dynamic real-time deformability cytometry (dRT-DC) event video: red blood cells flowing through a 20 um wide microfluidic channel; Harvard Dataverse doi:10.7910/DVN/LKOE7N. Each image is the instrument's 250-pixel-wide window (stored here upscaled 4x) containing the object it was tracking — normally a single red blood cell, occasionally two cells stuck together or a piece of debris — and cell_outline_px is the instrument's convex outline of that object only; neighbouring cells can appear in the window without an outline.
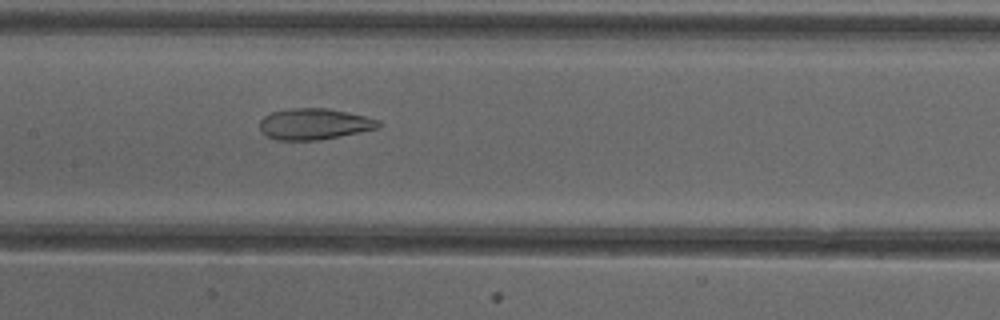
{"species": "common noctule bat (a hibernating species)", "species_latin": "Nyctalus noctula", "temperature_condition": "cold", "stored_images_in_passage": 40, "camera_frame_rate_fps": 3000, "um_per_image_px": 0.085, "animal": {"sex": "female"}, "frame": {"image": 1, "passage_image": 15, "time_ms": 4.667, "image_size_px": [1000, 320], "cell_outline_px": [[384, 124], [380, 128], [320, 140], [276, 140], [260, 132], [260, 120], [264, 116], [272, 112], [288, 108], [328, 108], [364, 116], [380, 120]], "centroid_in_image_um": [26.73, 10.54], "position_along_channel_um": 180.7, "area_um2": 21.73}}
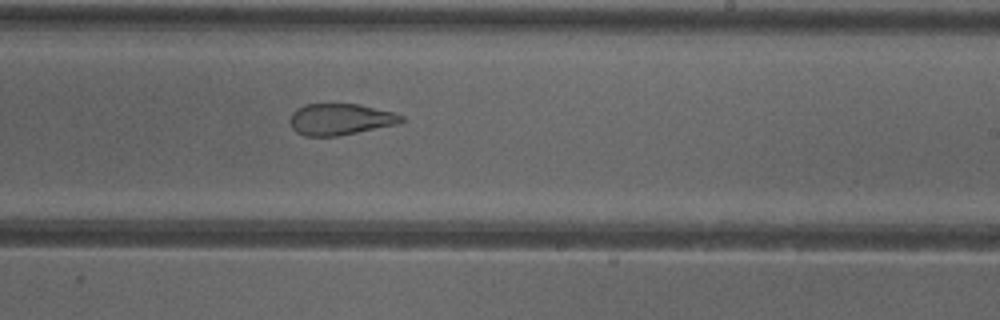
{"frame": {"image": 2, "passage_image": 21, "time_ms": 6.667, "image_size_px": [1000, 320], "cell_outline_px": [[408, 120], [396, 124], [336, 136], [304, 136], [296, 132], [292, 128], [288, 120], [292, 112], [296, 108], [304, 104], [360, 104], [396, 112], [404, 116]], "centroid_in_image_um": [28.92, 10.12], "position_along_channel_um": 260.1, "area_um2": 20.63}}
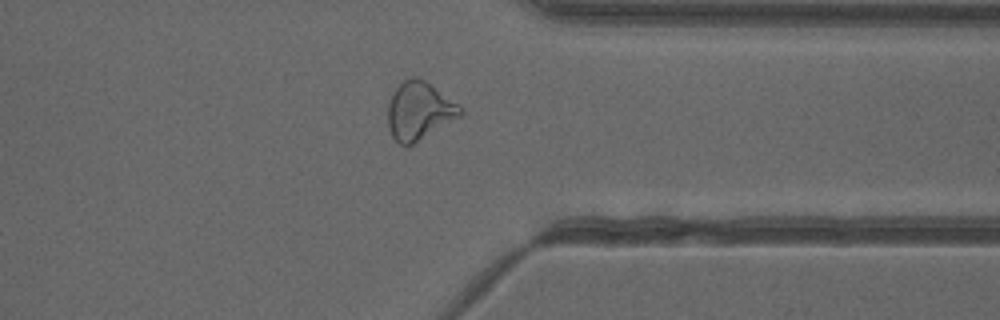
{"frame": {"image": 3, "passage_image": 30, "time_ms": 9.667, "image_size_px": [1000, 320], "cell_outline_px": [[464, 112], [460, 116], [408, 148], [400, 144], [392, 136], [388, 128], [388, 104], [396, 88], [404, 80], [412, 76], [416, 76], [424, 80], [464, 108]], "centroid_in_image_um": [35.63, 9.45], "position_along_channel_um": 375.8, "area_um2": 24.45}, "authors_computed_cell_mechanics": {"area_um2": 22.0218, "velocity_mm_per_s": 3.9881, "shape_relaxation_time_tau1_ms": null, "shape_relaxation_time_tau2_ms": 1.7109, "deformation_change_tau1": null, "deformation_change_tau2": 0.099}}